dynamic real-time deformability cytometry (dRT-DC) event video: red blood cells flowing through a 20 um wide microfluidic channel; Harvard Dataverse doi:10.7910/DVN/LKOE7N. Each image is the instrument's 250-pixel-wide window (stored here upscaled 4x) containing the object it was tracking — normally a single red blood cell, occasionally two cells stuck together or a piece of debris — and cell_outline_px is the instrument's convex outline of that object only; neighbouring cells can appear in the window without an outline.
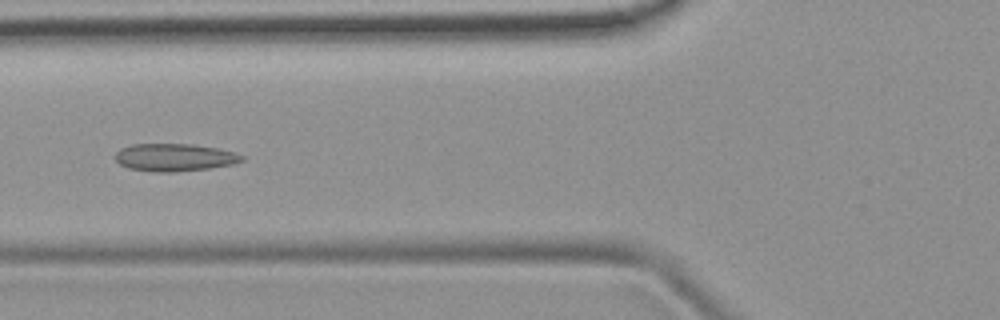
{"species": "common noctule bat (a hibernating species)", "species_latin": "Nyctalus noctula", "temperature_condition": "room temperature", "stored_images_in_passage": 49, "camera_frame_rate_fps": 3000, "um_per_image_px": 0.085, "animal": {"sex": "female", "body_mass_g": 19.9}, "frame": {"image": 1, "passage_image": 19, "time_ms": 6.0, "image_size_px": [1000, 320], "cell_outline_px": [[244, 160], [236, 164], [208, 168], [172, 172], [152, 172], [128, 168], [120, 164], [112, 156], [120, 148], [132, 144], [192, 144], [216, 148], [236, 152], [244, 156]], "centroid_in_image_um": [14.82, 13.38], "position_along_channel_um": 111.0, "area_um2": 20.58}}
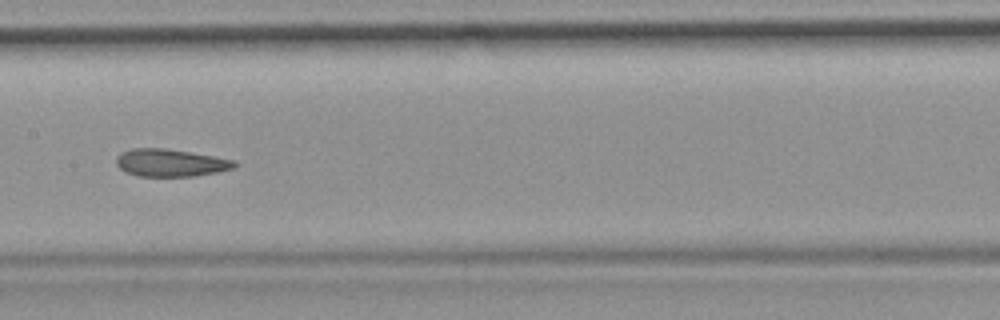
{"frame": {"image": 2, "passage_image": 25, "time_ms": 8.0, "image_size_px": [1000, 320], "cell_outline_px": [[236, 164], [232, 168], [216, 172], [192, 176], [136, 176], [120, 168], [116, 164], [116, 156], [120, 152], [132, 148], [164, 148], [236, 160]], "centroid_in_image_um": [14.44, 13.83], "position_along_channel_um": 193.0, "area_um2": 18.73}}
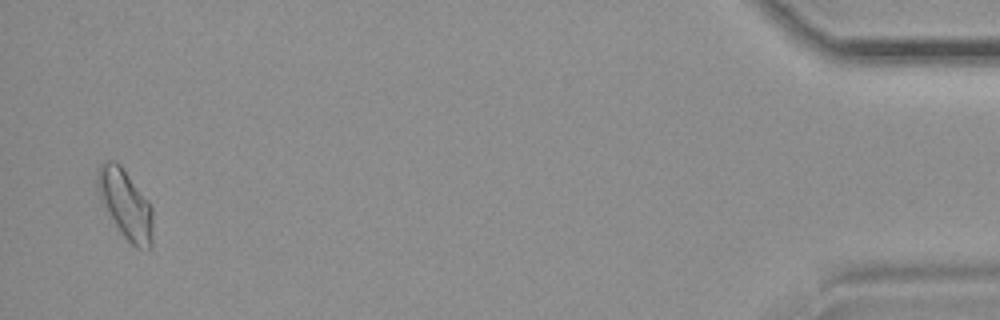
{"frame": {"image": 3, "passage_image": 48, "time_ms": 15.667, "image_size_px": [1000, 320], "cell_outline_px": [[152, 248], [136, 248], [120, 232], [104, 208], [100, 200], [96, 188], [96, 172], [100, 164], [104, 160], [116, 160], [120, 164], [152, 208]], "centroid_in_image_um": [10.61, 17.33], "position_along_channel_um": 424.6, "area_um2": 22.25}}